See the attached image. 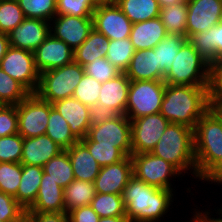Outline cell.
I'll use <instances>...</instances> for the list:
<instances>
[{"label":"cell","instance_id":"cell-34","mask_svg":"<svg viewBox=\"0 0 222 222\" xmlns=\"http://www.w3.org/2000/svg\"><path fill=\"white\" fill-rule=\"evenodd\" d=\"M187 40L179 34H168L153 48L154 52H157L158 66L164 76L172 67L177 52Z\"/></svg>","mask_w":222,"mask_h":222},{"label":"cell","instance_id":"cell-13","mask_svg":"<svg viewBox=\"0 0 222 222\" xmlns=\"http://www.w3.org/2000/svg\"><path fill=\"white\" fill-rule=\"evenodd\" d=\"M93 28L109 40L129 38L133 23L115 3L98 5L92 14Z\"/></svg>","mask_w":222,"mask_h":222},{"label":"cell","instance_id":"cell-50","mask_svg":"<svg viewBox=\"0 0 222 222\" xmlns=\"http://www.w3.org/2000/svg\"><path fill=\"white\" fill-rule=\"evenodd\" d=\"M69 222H98L99 216L90 205L75 208L68 212Z\"/></svg>","mask_w":222,"mask_h":222},{"label":"cell","instance_id":"cell-20","mask_svg":"<svg viewBox=\"0 0 222 222\" xmlns=\"http://www.w3.org/2000/svg\"><path fill=\"white\" fill-rule=\"evenodd\" d=\"M64 149L55 143L46 134L23 138L22 165H35L43 167L51 158Z\"/></svg>","mask_w":222,"mask_h":222},{"label":"cell","instance_id":"cell-24","mask_svg":"<svg viewBox=\"0 0 222 222\" xmlns=\"http://www.w3.org/2000/svg\"><path fill=\"white\" fill-rule=\"evenodd\" d=\"M168 35L159 17L134 23L129 36L135 51L153 49Z\"/></svg>","mask_w":222,"mask_h":222},{"label":"cell","instance_id":"cell-48","mask_svg":"<svg viewBox=\"0 0 222 222\" xmlns=\"http://www.w3.org/2000/svg\"><path fill=\"white\" fill-rule=\"evenodd\" d=\"M208 95L209 98H222V60L210 63Z\"/></svg>","mask_w":222,"mask_h":222},{"label":"cell","instance_id":"cell-35","mask_svg":"<svg viewBox=\"0 0 222 222\" xmlns=\"http://www.w3.org/2000/svg\"><path fill=\"white\" fill-rule=\"evenodd\" d=\"M90 206L100 218L126 217L122 195L96 193Z\"/></svg>","mask_w":222,"mask_h":222},{"label":"cell","instance_id":"cell-17","mask_svg":"<svg viewBox=\"0 0 222 222\" xmlns=\"http://www.w3.org/2000/svg\"><path fill=\"white\" fill-rule=\"evenodd\" d=\"M133 177V165L131 156L118 163L101 167L95 178L96 193L122 195L124 188Z\"/></svg>","mask_w":222,"mask_h":222},{"label":"cell","instance_id":"cell-5","mask_svg":"<svg viewBox=\"0 0 222 222\" xmlns=\"http://www.w3.org/2000/svg\"><path fill=\"white\" fill-rule=\"evenodd\" d=\"M210 63L187 40L164 76L169 85L208 86Z\"/></svg>","mask_w":222,"mask_h":222},{"label":"cell","instance_id":"cell-44","mask_svg":"<svg viewBox=\"0 0 222 222\" xmlns=\"http://www.w3.org/2000/svg\"><path fill=\"white\" fill-rule=\"evenodd\" d=\"M96 5L92 0H57V15L92 17Z\"/></svg>","mask_w":222,"mask_h":222},{"label":"cell","instance_id":"cell-29","mask_svg":"<svg viewBox=\"0 0 222 222\" xmlns=\"http://www.w3.org/2000/svg\"><path fill=\"white\" fill-rule=\"evenodd\" d=\"M65 213L71 210L90 205L96 191L94 182L74 179L63 191Z\"/></svg>","mask_w":222,"mask_h":222},{"label":"cell","instance_id":"cell-4","mask_svg":"<svg viewBox=\"0 0 222 222\" xmlns=\"http://www.w3.org/2000/svg\"><path fill=\"white\" fill-rule=\"evenodd\" d=\"M194 153L199 181L222 160V120L211 108L194 129Z\"/></svg>","mask_w":222,"mask_h":222},{"label":"cell","instance_id":"cell-60","mask_svg":"<svg viewBox=\"0 0 222 222\" xmlns=\"http://www.w3.org/2000/svg\"><path fill=\"white\" fill-rule=\"evenodd\" d=\"M218 210L222 213V207L218 208Z\"/></svg>","mask_w":222,"mask_h":222},{"label":"cell","instance_id":"cell-55","mask_svg":"<svg viewBox=\"0 0 222 222\" xmlns=\"http://www.w3.org/2000/svg\"><path fill=\"white\" fill-rule=\"evenodd\" d=\"M211 102V109L222 120V98H209Z\"/></svg>","mask_w":222,"mask_h":222},{"label":"cell","instance_id":"cell-46","mask_svg":"<svg viewBox=\"0 0 222 222\" xmlns=\"http://www.w3.org/2000/svg\"><path fill=\"white\" fill-rule=\"evenodd\" d=\"M26 215L24 209L17 200L0 191V220L4 222H17Z\"/></svg>","mask_w":222,"mask_h":222},{"label":"cell","instance_id":"cell-11","mask_svg":"<svg viewBox=\"0 0 222 222\" xmlns=\"http://www.w3.org/2000/svg\"><path fill=\"white\" fill-rule=\"evenodd\" d=\"M0 68L30 93H36L40 73L36 68L33 52L10 46L0 62Z\"/></svg>","mask_w":222,"mask_h":222},{"label":"cell","instance_id":"cell-7","mask_svg":"<svg viewBox=\"0 0 222 222\" xmlns=\"http://www.w3.org/2000/svg\"><path fill=\"white\" fill-rule=\"evenodd\" d=\"M165 86L164 81H131L125 115L130 120H133L142 116L160 113Z\"/></svg>","mask_w":222,"mask_h":222},{"label":"cell","instance_id":"cell-39","mask_svg":"<svg viewBox=\"0 0 222 222\" xmlns=\"http://www.w3.org/2000/svg\"><path fill=\"white\" fill-rule=\"evenodd\" d=\"M21 176V163L0 162V191L16 199Z\"/></svg>","mask_w":222,"mask_h":222},{"label":"cell","instance_id":"cell-30","mask_svg":"<svg viewBox=\"0 0 222 222\" xmlns=\"http://www.w3.org/2000/svg\"><path fill=\"white\" fill-rule=\"evenodd\" d=\"M115 3L133 24L159 17L161 9L156 0H116Z\"/></svg>","mask_w":222,"mask_h":222},{"label":"cell","instance_id":"cell-52","mask_svg":"<svg viewBox=\"0 0 222 222\" xmlns=\"http://www.w3.org/2000/svg\"><path fill=\"white\" fill-rule=\"evenodd\" d=\"M200 181L209 182V184L216 183L222 185V160L217 162L201 179ZM211 182V183H210Z\"/></svg>","mask_w":222,"mask_h":222},{"label":"cell","instance_id":"cell-9","mask_svg":"<svg viewBox=\"0 0 222 222\" xmlns=\"http://www.w3.org/2000/svg\"><path fill=\"white\" fill-rule=\"evenodd\" d=\"M50 115V103L36 93H30L17 105L18 133L23 138L46 133Z\"/></svg>","mask_w":222,"mask_h":222},{"label":"cell","instance_id":"cell-8","mask_svg":"<svg viewBox=\"0 0 222 222\" xmlns=\"http://www.w3.org/2000/svg\"><path fill=\"white\" fill-rule=\"evenodd\" d=\"M133 176L146 184L161 189L173 190L172 178L182 173L171 163L152 153L132 154Z\"/></svg>","mask_w":222,"mask_h":222},{"label":"cell","instance_id":"cell-51","mask_svg":"<svg viewBox=\"0 0 222 222\" xmlns=\"http://www.w3.org/2000/svg\"><path fill=\"white\" fill-rule=\"evenodd\" d=\"M31 222H69L68 213H26Z\"/></svg>","mask_w":222,"mask_h":222},{"label":"cell","instance_id":"cell-41","mask_svg":"<svg viewBox=\"0 0 222 222\" xmlns=\"http://www.w3.org/2000/svg\"><path fill=\"white\" fill-rule=\"evenodd\" d=\"M101 167L115 164L127 156L115 146L98 145L94 141H81Z\"/></svg>","mask_w":222,"mask_h":222},{"label":"cell","instance_id":"cell-15","mask_svg":"<svg viewBox=\"0 0 222 222\" xmlns=\"http://www.w3.org/2000/svg\"><path fill=\"white\" fill-rule=\"evenodd\" d=\"M93 29L92 17L56 15L50 21V34L76 50Z\"/></svg>","mask_w":222,"mask_h":222},{"label":"cell","instance_id":"cell-32","mask_svg":"<svg viewBox=\"0 0 222 222\" xmlns=\"http://www.w3.org/2000/svg\"><path fill=\"white\" fill-rule=\"evenodd\" d=\"M43 172L46 173V178L53 180L63 189L75 179L67 150L51 158L43 166Z\"/></svg>","mask_w":222,"mask_h":222},{"label":"cell","instance_id":"cell-40","mask_svg":"<svg viewBox=\"0 0 222 222\" xmlns=\"http://www.w3.org/2000/svg\"><path fill=\"white\" fill-rule=\"evenodd\" d=\"M25 16L17 0H0V30L8 34L21 24Z\"/></svg>","mask_w":222,"mask_h":222},{"label":"cell","instance_id":"cell-27","mask_svg":"<svg viewBox=\"0 0 222 222\" xmlns=\"http://www.w3.org/2000/svg\"><path fill=\"white\" fill-rule=\"evenodd\" d=\"M42 176L43 167L22 165V176L16 200L24 209L28 210L36 201Z\"/></svg>","mask_w":222,"mask_h":222},{"label":"cell","instance_id":"cell-38","mask_svg":"<svg viewBox=\"0 0 222 222\" xmlns=\"http://www.w3.org/2000/svg\"><path fill=\"white\" fill-rule=\"evenodd\" d=\"M25 18L50 22L57 15V0H17Z\"/></svg>","mask_w":222,"mask_h":222},{"label":"cell","instance_id":"cell-18","mask_svg":"<svg viewBox=\"0 0 222 222\" xmlns=\"http://www.w3.org/2000/svg\"><path fill=\"white\" fill-rule=\"evenodd\" d=\"M50 35V22L25 18L21 24L8 33L10 46L34 52Z\"/></svg>","mask_w":222,"mask_h":222},{"label":"cell","instance_id":"cell-21","mask_svg":"<svg viewBox=\"0 0 222 222\" xmlns=\"http://www.w3.org/2000/svg\"><path fill=\"white\" fill-rule=\"evenodd\" d=\"M130 82L127 75L121 73L102 83L97 104L108 106L118 115H125Z\"/></svg>","mask_w":222,"mask_h":222},{"label":"cell","instance_id":"cell-25","mask_svg":"<svg viewBox=\"0 0 222 222\" xmlns=\"http://www.w3.org/2000/svg\"><path fill=\"white\" fill-rule=\"evenodd\" d=\"M66 150L73 167L75 179L94 182L101 166L90 154L88 148L79 140Z\"/></svg>","mask_w":222,"mask_h":222},{"label":"cell","instance_id":"cell-57","mask_svg":"<svg viewBox=\"0 0 222 222\" xmlns=\"http://www.w3.org/2000/svg\"><path fill=\"white\" fill-rule=\"evenodd\" d=\"M188 0H160L159 5L160 7H166L170 5H176L178 3H184L187 2Z\"/></svg>","mask_w":222,"mask_h":222},{"label":"cell","instance_id":"cell-43","mask_svg":"<svg viewBox=\"0 0 222 222\" xmlns=\"http://www.w3.org/2000/svg\"><path fill=\"white\" fill-rule=\"evenodd\" d=\"M23 137L17 133L0 137V162L20 163Z\"/></svg>","mask_w":222,"mask_h":222},{"label":"cell","instance_id":"cell-12","mask_svg":"<svg viewBox=\"0 0 222 222\" xmlns=\"http://www.w3.org/2000/svg\"><path fill=\"white\" fill-rule=\"evenodd\" d=\"M169 123L161 113L131 120L132 154L151 153Z\"/></svg>","mask_w":222,"mask_h":222},{"label":"cell","instance_id":"cell-45","mask_svg":"<svg viewBox=\"0 0 222 222\" xmlns=\"http://www.w3.org/2000/svg\"><path fill=\"white\" fill-rule=\"evenodd\" d=\"M85 74L95 78L100 83H104L118 76L122 72L113 66L105 58H96L94 61L84 66Z\"/></svg>","mask_w":222,"mask_h":222},{"label":"cell","instance_id":"cell-49","mask_svg":"<svg viewBox=\"0 0 222 222\" xmlns=\"http://www.w3.org/2000/svg\"><path fill=\"white\" fill-rule=\"evenodd\" d=\"M89 116L90 126H95L117 117L118 114L108 106L95 104L89 107Z\"/></svg>","mask_w":222,"mask_h":222},{"label":"cell","instance_id":"cell-47","mask_svg":"<svg viewBox=\"0 0 222 222\" xmlns=\"http://www.w3.org/2000/svg\"><path fill=\"white\" fill-rule=\"evenodd\" d=\"M17 133V105H0V137Z\"/></svg>","mask_w":222,"mask_h":222},{"label":"cell","instance_id":"cell-14","mask_svg":"<svg viewBox=\"0 0 222 222\" xmlns=\"http://www.w3.org/2000/svg\"><path fill=\"white\" fill-rule=\"evenodd\" d=\"M222 20V0H188L186 38L208 31Z\"/></svg>","mask_w":222,"mask_h":222},{"label":"cell","instance_id":"cell-26","mask_svg":"<svg viewBox=\"0 0 222 222\" xmlns=\"http://www.w3.org/2000/svg\"><path fill=\"white\" fill-rule=\"evenodd\" d=\"M188 41L209 63L222 60V20L208 31L193 34Z\"/></svg>","mask_w":222,"mask_h":222},{"label":"cell","instance_id":"cell-42","mask_svg":"<svg viewBox=\"0 0 222 222\" xmlns=\"http://www.w3.org/2000/svg\"><path fill=\"white\" fill-rule=\"evenodd\" d=\"M101 86L102 83L95 78L84 74L83 78L75 88L73 97L88 107L93 106L98 103Z\"/></svg>","mask_w":222,"mask_h":222},{"label":"cell","instance_id":"cell-16","mask_svg":"<svg viewBox=\"0 0 222 222\" xmlns=\"http://www.w3.org/2000/svg\"><path fill=\"white\" fill-rule=\"evenodd\" d=\"M39 73L60 68L74 61V50L50 34L33 52Z\"/></svg>","mask_w":222,"mask_h":222},{"label":"cell","instance_id":"cell-31","mask_svg":"<svg viewBox=\"0 0 222 222\" xmlns=\"http://www.w3.org/2000/svg\"><path fill=\"white\" fill-rule=\"evenodd\" d=\"M45 134L64 150L70 148L73 144L79 141L71 132L68 122L51 103L50 115Z\"/></svg>","mask_w":222,"mask_h":222},{"label":"cell","instance_id":"cell-37","mask_svg":"<svg viewBox=\"0 0 222 222\" xmlns=\"http://www.w3.org/2000/svg\"><path fill=\"white\" fill-rule=\"evenodd\" d=\"M30 92L0 68V104L18 105Z\"/></svg>","mask_w":222,"mask_h":222},{"label":"cell","instance_id":"cell-6","mask_svg":"<svg viewBox=\"0 0 222 222\" xmlns=\"http://www.w3.org/2000/svg\"><path fill=\"white\" fill-rule=\"evenodd\" d=\"M84 74V67L75 61L60 68L42 72L36 94L51 104L73 97L75 88Z\"/></svg>","mask_w":222,"mask_h":222},{"label":"cell","instance_id":"cell-36","mask_svg":"<svg viewBox=\"0 0 222 222\" xmlns=\"http://www.w3.org/2000/svg\"><path fill=\"white\" fill-rule=\"evenodd\" d=\"M135 52L129 38L109 40L106 59L122 73L126 71Z\"/></svg>","mask_w":222,"mask_h":222},{"label":"cell","instance_id":"cell-54","mask_svg":"<svg viewBox=\"0 0 222 222\" xmlns=\"http://www.w3.org/2000/svg\"><path fill=\"white\" fill-rule=\"evenodd\" d=\"M9 47H10V42L8 34L6 33L0 34V62L2 61Z\"/></svg>","mask_w":222,"mask_h":222},{"label":"cell","instance_id":"cell-58","mask_svg":"<svg viewBox=\"0 0 222 222\" xmlns=\"http://www.w3.org/2000/svg\"><path fill=\"white\" fill-rule=\"evenodd\" d=\"M92 2L98 6V5H103V4H109L112 3V0H92Z\"/></svg>","mask_w":222,"mask_h":222},{"label":"cell","instance_id":"cell-56","mask_svg":"<svg viewBox=\"0 0 222 222\" xmlns=\"http://www.w3.org/2000/svg\"><path fill=\"white\" fill-rule=\"evenodd\" d=\"M98 222H130L127 217H106L99 218Z\"/></svg>","mask_w":222,"mask_h":222},{"label":"cell","instance_id":"cell-2","mask_svg":"<svg viewBox=\"0 0 222 222\" xmlns=\"http://www.w3.org/2000/svg\"><path fill=\"white\" fill-rule=\"evenodd\" d=\"M211 108L208 86L166 84L160 113L170 122L195 129Z\"/></svg>","mask_w":222,"mask_h":222},{"label":"cell","instance_id":"cell-10","mask_svg":"<svg viewBox=\"0 0 222 222\" xmlns=\"http://www.w3.org/2000/svg\"><path fill=\"white\" fill-rule=\"evenodd\" d=\"M80 141H94L98 145L115 146L126 156L132 155L131 120L126 115L90 126L87 136Z\"/></svg>","mask_w":222,"mask_h":222},{"label":"cell","instance_id":"cell-1","mask_svg":"<svg viewBox=\"0 0 222 222\" xmlns=\"http://www.w3.org/2000/svg\"><path fill=\"white\" fill-rule=\"evenodd\" d=\"M175 191L146 184L134 176L122 192L130 222H161L174 201Z\"/></svg>","mask_w":222,"mask_h":222},{"label":"cell","instance_id":"cell-3","mask_svg":"<svg viewBox=\"0 0 222 222\" xmlns=\"http://www.w3.org/2000/svg\"><path fill=\"white\" fill-rule=\"evenodd\" d=\"M151 153L174 165L184 173L183 177L190 171L192 178L197 180L194 129L183 124L169 123Z\"/></svg>","mask_w":222,"mask_h":222},{"label":"cell","instance_id":"cell-22","mask_svg":"<svg viewBox=\"0 0 222 222\" xmlns=\"http://www.w3.org/2000/svg\"><path fill=\"white\" fill-rule=\"evenodd\" d=\"M63 191L59 184L46 178V173L43 172L36 201L26 210V213L65 212Z\"/></svg>","mask_w":222,"mask_h":222},{"label":"cell","instance_id":"cell-19","mask_svg":"<svg viewBox=\"0 0 222 222\" xmlns=\"http://www.w3.org/2000/svg\"><path fill=\"white\" fill-rule=\"evenodd\" d=\"M52 105L68 122L71 132L78 140H82L87 136L90 128L88 106L74 97L55 101Z\"/></svg>","mask_w":222,"mask_h":222},{"label":"cell","instance_id":"cell-33","mask_svg":"<svg viewBox=\"0 0 222 222\" xmlns=\"http://www.w3.org/2000/svg\"><path fill=\"white\" fill-rule=\"evenodd\" d=\"M159 18L168 34L186 37L187 2L161 7Z\"/></svg>","mask_w":222,"mask_h":222},{"label":"cell","instance_id":"cell-23","mask_svg":"<svg viewBox=\"0 0 222 222\" xmlns=\"http://www.w3.org/2000/svg\"><path fill=\"white\" fill-rule=\"evenodd\" d=\"M124 73L131 81L164 80V75L158 66L157 52H154V49L135 51Z\"/></svg>","mask_w":222,"mask_h":222},{"label":"cell","instance_id":"cell-59","mask_svg":"<svg viewBox=\"0 0 222 222\" xmlns=\"http://www.w3.org/2000/svg\"><path fill=\"white\" fill-rule=\"evenodd\" d=\"M17 222H31V220L27 215H25Z\"/></svg>","mask_w":222,"mask_h":222},{"label":"cell","instance_id":"cell-53","mask_svg":"<svg viewBox=\"0 0 222 222\" xmlns=\"http://www.w3.org/2000/svg\"><path fill=\"white\" fill-rule=\"evenodd\" d=\"M192 210H194V212H191V213H194V214H193V217H191L192 220L191 219L189 220L190 222H222V213L218 209L215 211H217L218 216L221 214L219 218H215L214 215L213 217H210L212 216L210 215L211 209H206V211L201 210L202 212L196 208Z\"/></svg>","mask_w":222,"mask_h":222},{"label":"cell","instance_id":"cell-28","mask_svg":"<svg viewBox=\"0 0 222 222\" xmlns=\"http://www.w3.org/2000/svg\"><path fill=\"white\" fill-rule=\"evenodd\" d=\"M109 48V39L94 28L88 38L74 51V61L85 66L96 58H105Z\"/></svg>","mask_w":222,"mask_h":222}]
</instances>
